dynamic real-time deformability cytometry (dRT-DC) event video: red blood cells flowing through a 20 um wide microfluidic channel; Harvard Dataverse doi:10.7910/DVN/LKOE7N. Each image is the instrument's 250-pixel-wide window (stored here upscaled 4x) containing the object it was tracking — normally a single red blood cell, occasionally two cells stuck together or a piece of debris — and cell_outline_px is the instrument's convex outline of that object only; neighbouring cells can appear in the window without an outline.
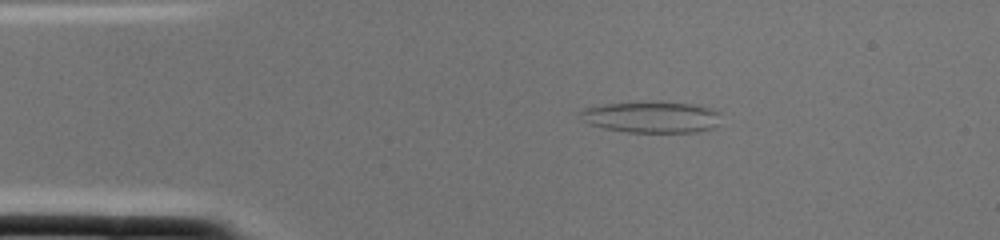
{"species": "common noctule bat (a hibernating species)", "species_latin": "Nyctalus noctula", "temperature_condition": "cold", "stored_images_in_passage": 3, "camera_frame_rate_fps": 3000, "um_per_image_px": 0.085, "animal": {"sex": "female", "body_mass_g": 22.0, "forearm_length_mm": 56.7}, "frame": {"image": 1, "passage_image": 3, "time_ms": 0.667, "image_size_px": [1000, 240], "cell_outline_px": [[716, 128], [696, 132], [628, 132], [604, 128], [588, 124], [580, 120], [580, 112], [584, 108], [604, 104], [692, 104], [708, 108], [716, 112]], "centroid_in_image_um": [55.29, 10.0], "position_along_channel_um": 29.7, "area_um2": 24.57}}